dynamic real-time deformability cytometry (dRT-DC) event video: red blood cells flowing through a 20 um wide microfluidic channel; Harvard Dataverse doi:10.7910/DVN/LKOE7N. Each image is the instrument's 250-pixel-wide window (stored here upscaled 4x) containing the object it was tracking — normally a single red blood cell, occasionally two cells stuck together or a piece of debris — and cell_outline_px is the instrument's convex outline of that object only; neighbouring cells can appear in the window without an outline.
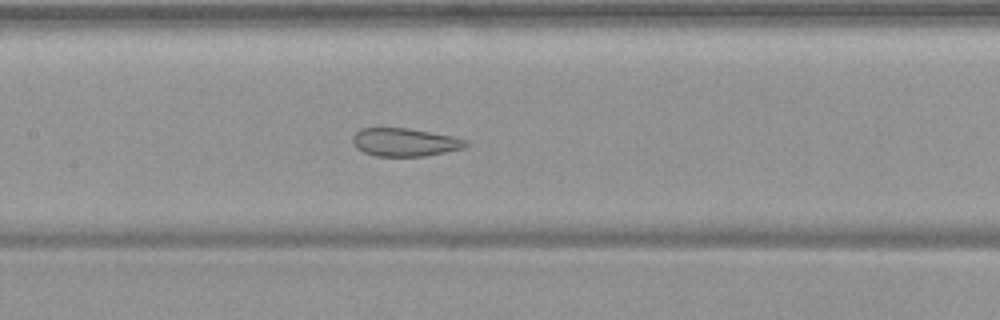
{"species": "common noctule bat (a hibernating species)", "species_latin": "Nyctalus noctula", "temperature_condition": "warm", "stored_images_in_passage": 54, "camera_frame_rate_fps": 3000, "um_per_image_px": 0.085, "animal": {"sex": "female", "body_mass_g": 19.9}, "frame": {"image": 1, "passage_image": 26, "time_ms": 8.333, "image_size_px": [1000, 320], "cell_outline_px": [[468, 144], [464, 148], [424, 156], [376, 156], [364, 152], [356, 148], [352, 144], [352, 136], [360, 128], [408, 128], [452, 136], [468, 140]], "centroid_in_image_um": [34.38, 12.08], "position_along_channel_um": 173.0, "area_um2": 18.55}}
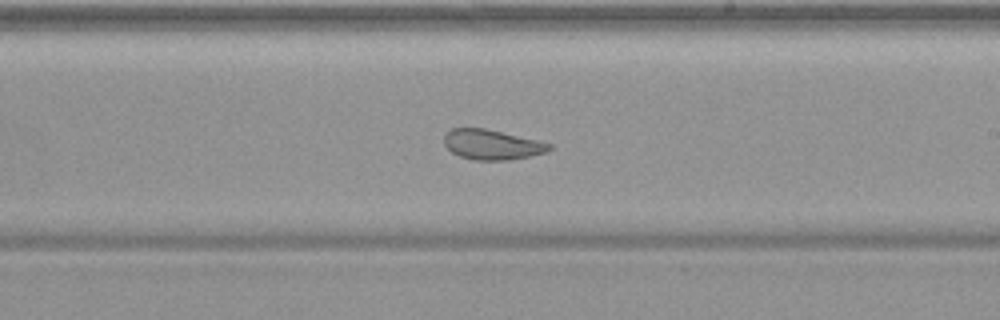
{"frame": {"image": 2, "passage_image": 32, "time_ms": 10.333, "image_size_px": [1000, 320], "cell_outline_px": [[552, 148], [544, 152], [528, 156], [508, 160], [476, 160], [460, 156], [452, 152], [444, 144], [444, 136], [452, 128], [484, 128], [536, 140], [552, 144]], "centroid_in_image_um": [41.79, 12.29], "position_along_channel_um": 247.2, "area_um2": 18.03}}
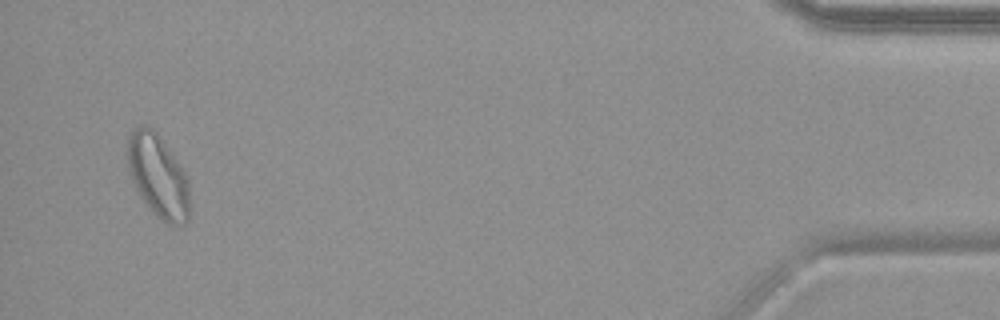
{"frame": {"image": 3, "passage_image": 52, "time_ms": 17.0, "image_size_px": [1000, 320], "cell_outline_px": [[188, 224], [168, 224], [156, 216], [148, 208], [136, 192], [128, 172], [128, 132], [132, 128], [140, 124], [148, 124], [156, 132], [188, 176]], "centroid_in_image_um": [13.39, 14.94], "position_along_channel_um": 421.8, "area_um2": 30.35}, "authors_computed_cell_mechanics": {"area_um2": 26.3857, "velocity_mm_per_s": 3.7276, "shape_relaxation_time_tau1_ms": null, "shape_relaxation_time_tau2_ms": 1.3629, "deformation_change_tau1": null, "deformation_change_tau2": 0.0815}}